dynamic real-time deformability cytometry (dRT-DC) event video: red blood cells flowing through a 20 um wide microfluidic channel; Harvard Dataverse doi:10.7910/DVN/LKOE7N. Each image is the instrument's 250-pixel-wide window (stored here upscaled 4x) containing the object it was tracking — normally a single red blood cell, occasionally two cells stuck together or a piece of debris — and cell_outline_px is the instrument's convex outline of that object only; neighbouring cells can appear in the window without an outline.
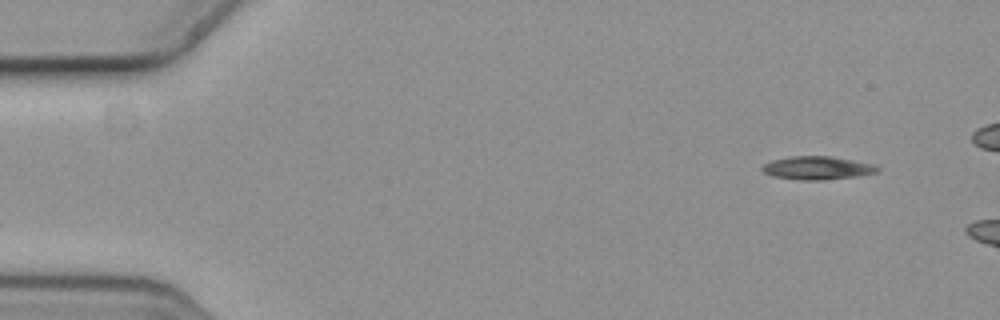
{"species": "common noctule bat (a hibernating species)", "species_latin": "Nyctalus noctula", "temperature_condition": "cold", "stored_images_in_passage": 6, "camera_frame_rate_fps": 3000, "um_per_image_px": 0.085, "animal": {"sex": "female", "body_mass_g": 19.3, "forearm_length_mm": 54.1}, "frame": {"image": 1, "passage_image": 1, "time_ms": 0.0, "image_size_px": [1000, 320], "cell_outline_px": [[880, 168], [876, 172], [856, 176], [820, 180], [800, 180], [772, 176], [764, 172], [760, 168], [764, 164], [772, 160], [792, 156], [832, 156], [876, 164]], "centroid_in_image_um": [69.47, 14.27], "position_along_channel_um": 15.5, "area_um2": 15.61}}